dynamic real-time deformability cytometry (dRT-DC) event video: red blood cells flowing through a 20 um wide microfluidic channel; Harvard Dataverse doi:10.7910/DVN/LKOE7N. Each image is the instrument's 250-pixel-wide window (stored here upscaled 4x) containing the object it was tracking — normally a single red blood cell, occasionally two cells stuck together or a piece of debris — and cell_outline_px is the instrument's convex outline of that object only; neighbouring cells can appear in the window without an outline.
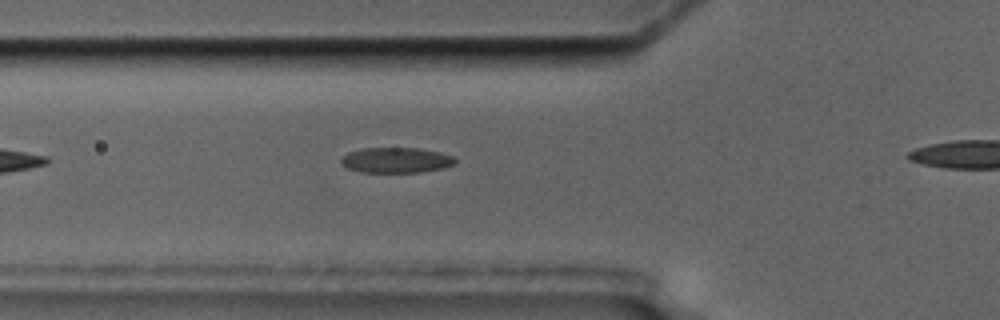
{"species": "common noctule bat (a hibernating species)", "species_latin": "Nyctalus noctula", "temperature_condition": "cold", "stored_images_in_passage": 5, "segment_of_instrument_passage": [1, 2], "camera_frame_rate_fps": 3000, "um_per_image_px": 0.085, "animal": {"sex": "male", "body_mass_g": 17.5, "forearm_length_mm": 52.3}, "frame": {"image": 1, "passage_image": 4, "time_ms": 4.333, "image_size_px": [1000, 320], "cell_outline_px": [[456, 164], [444, 168], [420, 172], [360, 172], [348, 168], [340, 160], [348, 152], [360, 148], [420, 148], [440, 152], [452, 156], [456, 160]], "centroid_in_image_um": [33.7, 13.61], "position_along_channel_um": 92.1, "area_um2": 16.88}}